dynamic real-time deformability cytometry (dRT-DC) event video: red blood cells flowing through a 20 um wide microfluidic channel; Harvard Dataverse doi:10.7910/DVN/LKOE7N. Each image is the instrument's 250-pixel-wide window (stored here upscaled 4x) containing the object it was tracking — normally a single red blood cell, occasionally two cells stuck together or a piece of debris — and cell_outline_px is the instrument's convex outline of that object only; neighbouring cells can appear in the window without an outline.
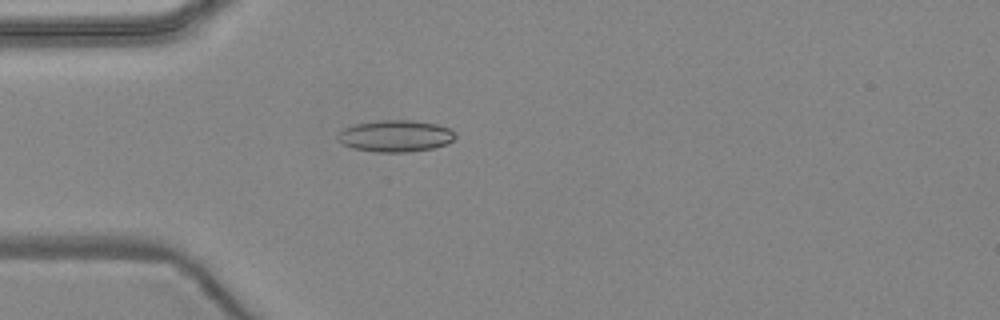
{"species": "common noctule bat (a hibernating species)", "species_latin": "Nyctalus noctula", "temperature_condition": "warm", "stored_images_in_passage": 2, "camera_frame_rate_fps": 3000, "um_per_image_px": 0.085, "animal": {"sex": "female", "body_mass_g": 24.6, "forearm_length_mm": 56.2}, "frame": {"image": 1, "passage_image": 2, "time_ms": 1.0, "image_size_px": [1000, 320], "cell_outline_px": [[456, 136], [448, 144], [432, 148], [404, 152], [376, 152], [352, 148], [336, 140], [336, 136], [344, 128], [352, 124], [376, 120], [412, 120], [436, 124], [448, 128]], "centroid_in_image_um": [33.56, 11.55], "position_along_channel_um": 51.4, "area_um2": 21.73}}